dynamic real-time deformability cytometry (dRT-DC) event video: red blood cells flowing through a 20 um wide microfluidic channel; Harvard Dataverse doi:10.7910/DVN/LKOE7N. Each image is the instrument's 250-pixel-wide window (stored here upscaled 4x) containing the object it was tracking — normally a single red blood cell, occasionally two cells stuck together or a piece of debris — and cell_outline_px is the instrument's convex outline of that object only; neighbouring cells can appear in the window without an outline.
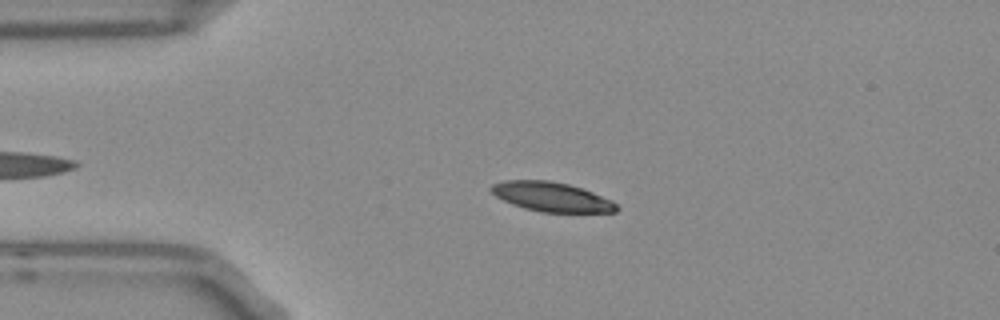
{"species": "Egyptian fruit bat (a non-hibernating species)", "species_latin": "Rousettus aegyptiacus", "temperature_condition": "room temperature", "stored_images_in_passage": 48, "camera_frame_rate_fps": 3000, "um_per_image_px": 0.085, "frame": {"image": 1, "passage_image": 11, "time_ms": 3.333, "image_size_px": [1000, 320], "cell_outline_px": [[620, 208], [616, 212], [540, 212], [524, 208], [512, 204], [496, 196], [488, 188], [492, 184], [504, 180], [548, 180], [568, 184], [592, 192], [612, 200]], "centroid_in_image_um": [46.87, 16.73], "position_along_channel_um": 38.1, "area_um2": 21.44}}
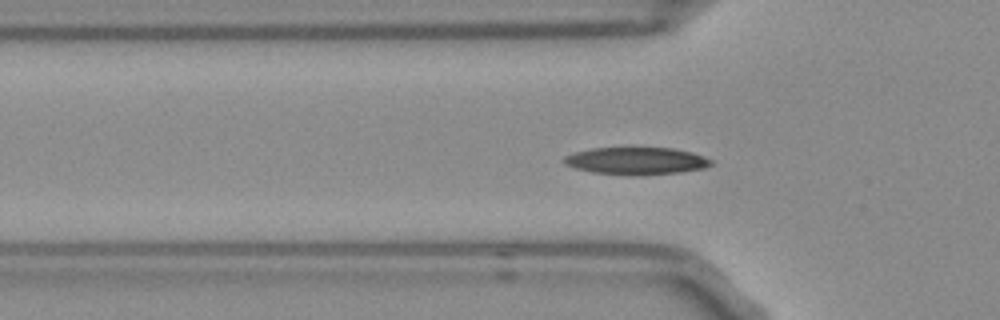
{"frame": {"image": 2, "passage_image": 16, "time_ms": 5.0, "image_size_px": [1000, 320], "cell_outline_px": [[712, 164], [704, 168], [680, 172], [640, 176], [628, 176], [592, 172], [576, 168], [564, 164], [564, 156], [572, 152], [592, 148], [672, 148], [692, 152], [704, 156], [712, 160]], "centroid_in_image_um": [54.07, 13.68], "position_along_channel_um": 71.7, "area_um2": 23.64}}
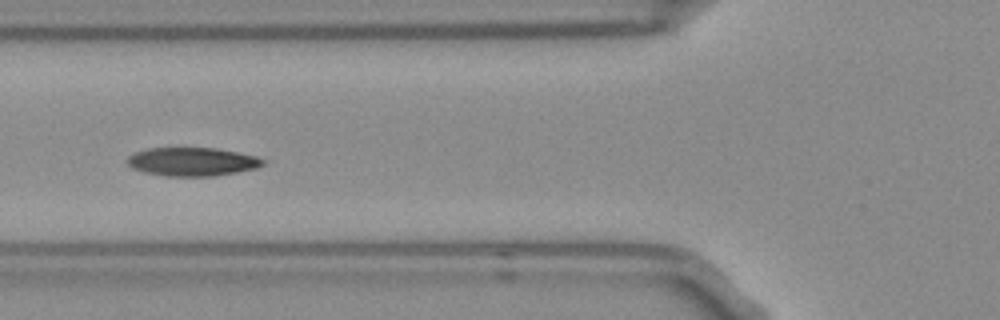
{"frame": {"image": 3, "passage_image": 19, "time_ms": 6.0, "image_size_px": [1000, 320], "cell_outline_px": [[264, 164], [256, 168], [236, 172], [212, 176], [164, 176], [144, 172], [132, 168], [124, 160], [132, 152], [148, 148], [216, 148], [256, 156], [264, 160]], "centroid_in_image_um": [16.27, 13.74], "position_along_channel_um": 109.5, "area_um2": 22.6}, "authors_computed_cell_mechanics": {"area_um2": 22.3108, "velocity_mm_per_s": 3.7104, "shape_relaxation_time_tau1_ms": 5.4942, "shape_relaxation_time_tau2_ms": 2.8721, "deformation_change_tau1": 0.1773, "deformation_change_tau2": 0.067}}